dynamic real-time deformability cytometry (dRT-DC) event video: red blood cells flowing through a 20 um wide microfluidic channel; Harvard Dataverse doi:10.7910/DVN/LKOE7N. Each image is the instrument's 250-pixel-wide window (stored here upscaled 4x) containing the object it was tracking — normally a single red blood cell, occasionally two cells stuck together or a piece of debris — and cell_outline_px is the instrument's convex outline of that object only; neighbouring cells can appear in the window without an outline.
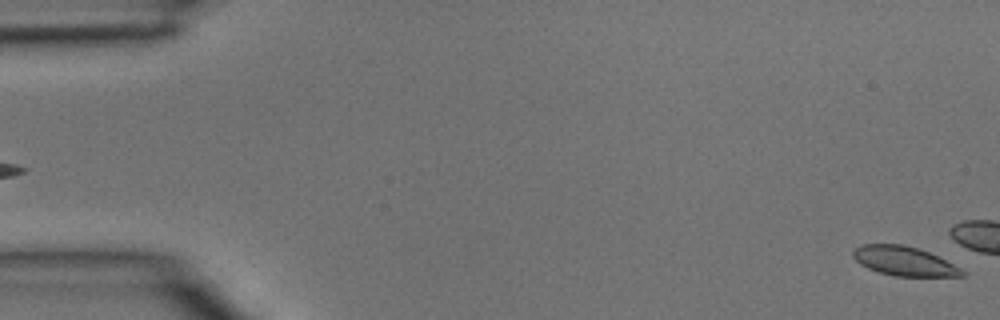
{"species": "common noctule bat (a hibernating species)", "species_latin": "Nyctalus noctula", "temperature_condition": "room temperature", "stored_images_in_passage": 3, "camera_frame_rate_fps": 3000, "um_per_image_px": 0.085, "animal": {"sex": "male", "body_mass_g": 15.6}, "frame": {"image": 1, "passage_image": 3, "time_ms": 0.667, "image_size_px": [1000, 320], "cell_outline_px": [[964, 276], [892, 276], [868, 268], [860, 264], [852, 256], [852, 252], [860, 244], [904, 244], [928, 252], [960, 268], [964, 272]], "centroid_in_image_um": [76.79, 22.19], "position_along_channel_um": 8.2, "area_um2": 18.32}}